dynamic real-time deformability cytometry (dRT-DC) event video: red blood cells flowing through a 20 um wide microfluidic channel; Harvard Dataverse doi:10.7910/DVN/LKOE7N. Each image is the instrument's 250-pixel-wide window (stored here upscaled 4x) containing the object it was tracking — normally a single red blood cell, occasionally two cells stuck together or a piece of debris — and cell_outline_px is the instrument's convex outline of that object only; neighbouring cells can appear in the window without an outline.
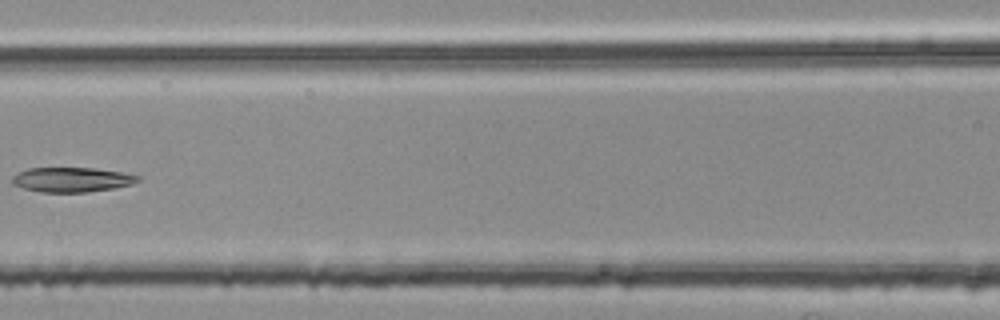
{"species": "common noctule bat (a hibernating species)", "species_latin": "Nyctalus noctula", "temperature_condition": "room temperature", "stored_images_in_passage": 6, "camera_frame_rate_fps": 3000, "um_per_image_px": 0.085, "animal": {"sex": "female", "body_mass_g": 25.1}, "frame": {"image": 1, "passage_image": 6, "time_ms": 1.667, "image_size_px": [1000, 320], "cell_outline_px": [[140, 180], [132, 184], [112, 188], [88, 192], [44, 192], [24, 188], [12, 184], [12, 176], [28, 168], [96, 168], [120, 172], [140, 176]], "centroid_in_image_um": [6.1, 15.26], "position_along_channel_um": 160.5, "area_um2": 17.92}}